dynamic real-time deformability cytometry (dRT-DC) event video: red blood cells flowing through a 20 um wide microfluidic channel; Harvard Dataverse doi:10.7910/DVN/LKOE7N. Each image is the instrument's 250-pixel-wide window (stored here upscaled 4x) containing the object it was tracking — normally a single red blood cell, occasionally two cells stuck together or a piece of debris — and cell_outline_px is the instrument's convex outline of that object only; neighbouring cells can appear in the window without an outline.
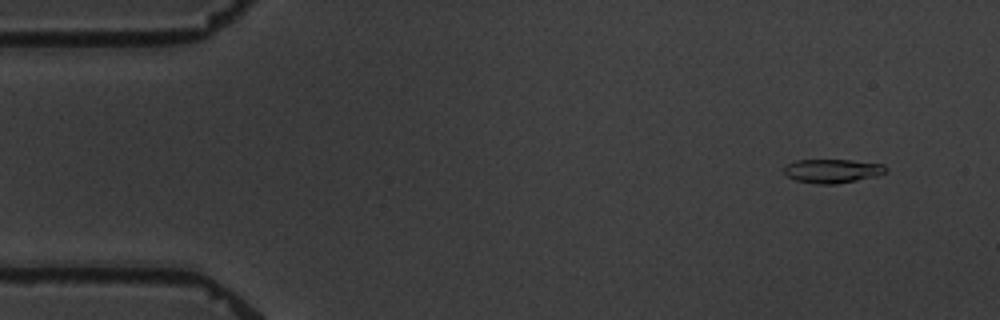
{"species": "common noctule bat (a hibernating species)", "species_latin": "Nyctalus noctula", "temperature_condition": "warm", "stored_images_in_passage": 5, "camera_frame_rate_fps": 3000, "um_per_image_px": 0.085, "animal": {"sex": "male", "body_mass_g": 19.5, "forearm_length_mm": 54.6}, "frame": {"image": 1, "passage_image": 2, "time_ms": 1.0, "image_size_px": [1000, 320], "cell_outline_px": [[888, 168], [884, 172], [876, 176], [836, 184], [816, 184], [796, 180], [788, 176], [784, 172], [784, 164], [796, 160], [848, 160], [884, 164]], "centroid_in_image_um": [70.72, 14.52], "position_along_channel_um": 14.3, "area_um2": 14.1}}